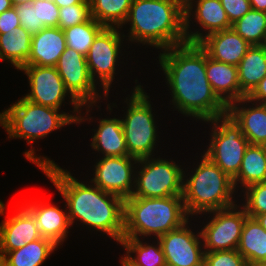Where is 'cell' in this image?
I'll return each instance as SVG.
<instances>
[{
    "mask_svg": "<svg viewBox=\"0 0 266 266\" xmlns=\"http://www.w3.org/2000/svg\"><path fill=\"white\" fill-rule=\"evenodd\" d=\"M35 149L26 150V159L32 161L50 179L66 201L71 226L77 219L120 243L124 234L125 200L105 192L96 185L80 182L50 158L38 157ZM79 219V220H78Z\"/></svg>",
    "mask_w": 266,
    "mask_h": 266,
    "instance_id": "cell-1",
    "label": "cell"
},
{
    "mask_svg": "<svg viewBox=\"0 0 266 266\" xmlns=\"http://www.w3.org/2000/svg\"><path fill=\"white\" fill-rule=\"evenodd\" d=\"M159 64L178 112L204 122L227 114V106L207 79L206 51L198 43L186 42L163 50Z\"/></svg>",
    "mask_w": 266,
    "mask_h": 266,
    "instance_id": "cell-2",
    "label": "cell"
},
{
    "mask_svg": "<svg viewBox=\"0 0 266 266\" xmlns=\"http://www.w3.org/2000/svg\"><path fill=\"white\" fill-rule=\"evenodd\" d=\"M185 13L168 0H133L124 24L130 22L129 41L161 51L187 42Z\"/></svg>",
    "mask_w": 266,
    "mask_h": 266,
    "instance_id": "cell-3",
    "label": "cell"
},
{
    "mask_svg": "<svg viewBox=\"0 0 266 266\" xmlns=\"http://www.w3.org/2000/svg\"><path fill=\"white\" fill-rule=\"evenodd\" d=\"M182 195L162 198L125 199L123 237L160 236L189 220Z\"/></svg>",
    "mask_w": 266,
    "mask_h": 266,
    "instance_id": "cell-4",
    "label": "cell"
},
{
    "mask_svg": "<svg viewBox=\"0 0 266 266\" xmlns=\"http://www.w3.org/2000/svg\"><path fill=\"white\" fill-rule=\"evenodd\" d=\"M190 177L183 175L185 210L188 216L206 214L235 205L233 179L204 154ZM194 173V174H193Z\"/></svg>",
    "mask_w": 266,
    "mask_h": 266,
    "instance_id": "cell-5",
    "label": "cell"
},
{
    "mask_svg": "<svg viewBox=\"0 0 266 266\" xmlns=\"http://www.w3.org/2000/svg\"><path fill=\"white\" fill-rule=\"evenodd\" d=\"M59 111L22 97L0 113V125L7 131L8 138H23L31 145L36 139L44 138L65 125L88 120L80 115Z\"/></svg>",
    "mask_w": 266,
    "mask_h": 266,
    "instance_id": "cell-6",
    "label": "cell"
},
{
    "mask_svg": "<svg viewBox=\"0 0 266 266\" xmlns=\"http://www.w3.org/2000/svg\"><path fill=\"white\" fill-rule=\"evenodd\" d=\"M129 97L125 101L128 105L126 115L121 119L128 156L137 159L151 157L158 135L150 97L141 85H136Z\"/></svg>",
    "mask_w": 266,
    "mask_h": 266,
    "instance_id": "cell-7",
    "label": "cell"
},
{
    "mask_svg": "<svg viewBox=\"0 0 266 266\" xmlns=\"http://www.w3.org/2000/svg\"><path fill=\"white\" fill-rule=\"evenodd\" d=\"M207 122H211L213 129L209 147L204 155L234 179L239 173L249 141L228 114Z\"/></svg>",
    "mask_w": 266,
    "mask_h": 266,
    "instance_id": "cell-8",
    "label": "cell"
},
{
    "mask_svg": "<svg viewBox=\"0 0 266 266\" xmlns=\"http://www.w3.org/2000/svg\"><path fill=\"white\" fill-rule=\"evenodd\" d=\"M141 158L137 165L140 171L135 175V187L132 197L162 198L182 195L183 175L181 166L163 158ZM184 173V174H183Z\"/></svg>",
    "mask_w": 266,
    "mask_h": 266,
    "instance_id": "cell-9",
    "label": "cell"
},
{
    "mask_svg": "<svg viewBox=\"0 0 266 266\" xmlns=\"http://www.w3.org/2000/svg\"><path fill=\"white\" fill-rule=\"evenodd\" d=\"M119 29V27H104L94 38L86 55L90 77L96 85L101 82V88H103L107 98L111 84L115 79V68H117L118 59H120V49L122 41H124L122 37L125 38Z\"/></svg>",
    "mask_w": 266,
    "mask_h": 266,
    "instance_id": "cell-10",
    "label": "cell"
},
{
    "mask_svg": "<svg viewBox=\"0 0 266 266\" xmlns=\"http://www.w3.org/2000/svg\"><path fill=\"white\" fill-rule=\"evenodd\" d=\"M234 206L210 212L214 216L201 229L204 252L235 250L238 248L245 219V208Z\"/></svg>",
    "mask_w": 266,
    "mask_h": 266,
    "instance_id": "cell-11",
    "label": "cell"
},
{
    "mask_svg": "<svg viewBox=\"0 0 266 266\" xmlns=\"http://www.w3.org/2000/svg\"><path fill=\"white\" fill-rule=\"evenodd\" d=\"M61 76L66 90L71 96L86 109V116L89 115L90 107L99 101L101 95L97 91L96 84L90 77L86 56L66 47L65 51L59 57L55 66Z\"/></svg>",
    "mask_w": 266,
    "mask_h": 266,
    "instance_id": "cell-12",
    "label": "cell"
},
{
    "mask_svg": "<svg viewBox=\"0 0 266 266\" xmlns=\"http://www.w3.org/2000/svg\"><path fill=\"white\" fill-rule=\"evenodd\" d=\"M19 70L27 75L31 89L23 98L39 105L61 109L66 95H70V102L74 105L73 114H81L82 106L66 90L56 67L24 65Z\"/></svg>",
    "mask_w": 266,
    "mask_h": 266,
    "instance_id": "cell-13",
    "label": "cell"
},
{
    "mask_svg": "<svg viewBox=\"0 0 266 266\" xmlns=\"http://www.w3.org/2000/svg\"><path fill=\"white\" fill-rule=\"evenodd\" d=\"M138 161L139 159L128 155L102 157L94 165L95 175L90 181L101 190L118 195L125 200L133 194L136 175L134 172L137 169L134 164Z\"/></svg>",
    "mask_w": 266,
    "mask_h": 266,
    "instance_id": "cell-14",
    "label": "cell"
},
{
    "mask_svg": "<svg viewBox=\"0 0 266 266\" xmlns=\"http://www.w3.org/2000/svg\"><path fill=\"white\" fill-rule=\"evenodd\" d=\"M188 222L158 238L167 266H204L201 232L191 231Z\"/></svg>",
    "mask_w": 266,
    "mask_h": 266,
    "instance_id": "cell-15",
    "label": "cell"
},
{
    "mask_svg": "<svg viewBox=\"0 0 266 266\" xmlns=\"http://www.w3.org/2000/svg\"><path fill=\"white\" fill-rule=\"evenodd\" d=\"M13 215L0 222V254L5 255L41 238L33 215L22 205Z\"/></svg>",
    "mask_w": 266,
    "mask_h": 266,
    "instance_id": "cell-16",
    "label": "cell"
},
{
    "mask_svg": "<svg viewBox=\"0 0 266 266\" xmlns=\"http://www.w3.org/2000/svg\"><path fill=\"white\" fill-rule=\"evenodd\" d=\"M193 3L194 4H192L191 8L184 14L185 35L188 43H199L204 37L211 33L232 28V24L230 23L220 0H196ZM193 6L195 7L194 11ZM191 15L195 17L198 24L202 26L201 28L205 30V35L200 31H189V24H191L190 20L192 19Z\"/></svg>",
    "mask_w": 266,
    "mask_h": 266,
    "instance_id": "cell-17",
    "label": "cell"
},
{
    "mask_svg": "<svg viewBox=\"0 0 266 266\" xmlns=\"http://www.w3.org/2000/svg\"><path fill=\"white\" fill-rule=\"evenodd\" d=\"M35 218L41 237L62 245L71 227L68 212L59 207L42 201L22 204ZM62 243V244H61Z\"/></svg>",
    "mask_w": 266,
    "mask_h": 266,
    "instance_id": "cell-18",
    "label": "cell"
},
{
    "mask_svg": "<svg viewBox=\"0 0 266 266\" xmlns=\"http://www.w3.org/2000/svg\"><path fill=\"white\" fill-rule=\"evenodd\" d=\"M212 59L238 66L251 47L233 28L211 33L198 43Z\"/></svg>",
    "mask_w": 266,
    "mask_h": 266,
    "instance_id": "cell-19",
    "label": "cell"
},
{
    "mask_svg": "<svg viewBox=\"0 0 266 266\" xmlns=\"http://www.w3.org/2000/svg\"><path fill=\"white\" fill-rule=\"evenodd\" d=\"M246 102L248 99L244 97L231 103L227 107V114L241 128L249 144L266 146V104L253 103L252 107L246 108Z\"/></svg>",
    "mask_w": 266,
    "mask_h": 266,
    "instance_id": "cell-20",
    "label": "cell"
},
{
    "mask_svg": "<svg viewBox=\"0 0 266 266\" xmlns=\"http://www.w3.org/2000/svg\"><path fill=\"white\" fill-rule=\"evenodd\" d=\"M65 49L64 31L59 27H44L32 35L28 65L55 67Z\"/></svg>",
    "mask_w": 266,
    "mask_h": 266,
    "instance_id": "cell-21",
    "label": "cell"
},
{
    "mask_svg": "<svg viewBox=\"0 0 266 266\" xmlns=\"http://www.w3.org/2000/svg\"><path fill=\"white\" fill-rule=\"evenodd\" d=\"M206 76L214 93L227 107L241 99L238 66L216 61L206 53Z\"/></svg>",
    "mask_w": 266,
    "mask_h": 266,
    "instance_id": "cell-22",
    "label": "cell"
},
{
    "mask_svg": "<svg viewBox=\"0 0 266 266\" xmlns=\"http://www.w3.org/2000/svg\"><path fill=\"white\" fill-rule=\"evenodd\" d=\"M98 129L94 130L91 146L100 151L103 157H122L128 155L121 119L104 118L98 122Z\"/></svg>",
    "mask_w": 266,
    "mask_h": 266,
    "instance_id": "cell-23",
    "label": "cell"
},
{
    "mask_svg": "<svg viewBox=\"0 0 266 266\" xmlns=\"http://www.w3.org/2000/svg\"><path fill=\"white\" fill-rule=\"evenodd\" d=\"M266 76V47L251 45L238 65L241 98L247 97Z\"/></svg>",
    "mask_w": 266,
    "mask_h": 266,
    "instance_id": "cell-24",
    "label": "cell"
},
{
    "mask_svg": "<svg viewBox=\"0 0 266 266\" xmlns=\"http://www.w3.org/2000/svg\"><path fill=\"white\" fill-rule=\"evenodd\" d=\"M31 42L32 35L22 26L0 34V60L10 61L17 70L24 65H28Z\"/></svg>",
    "mask_w": 266,
    "mask_h": 266,
    "instance_id": "cell-25",
    "label": "cell"
},
{
    "mask_svg": "<svg viewBox=\"0 0 266 266\" xmlns=\"http://www.w3.org/2000/svg\"><path fill=\"white\" fill-rule=\"evenodd\" d=\"M237 251L248 265L266 263V230L255 218L245 219Z\"/></svg>",
    "mask_w": 266,
    "mask_h": 266,
    "instance_id": "cell-26",
    "label": "cell"
},
{
    "mask_svg": "<svg viewBox=\"0 0 266 266\" xmlns=\"http://www.w3.org/2000/svg\"><path fill=\"white\" fill-rule=\"evenodd\" d=\"M261 182H266V146L249 144L233 184L235 189L240 184L244 190L250 185Z\"/></svg>",
    "mask_w": 266,
    "mask_h": 266,
    "instance_id": "cell-27",
    "label": "cell"
},
{
    "mask_svg": "<svg viewBox=\"0 0 266 266\" xmlns=\"http://www.w3.org/2000/svg\"><path fill=\"white\" fill-rule=\"evenodd\" d=\"M58 246L41 237L4 255L5 266H41Z\"/></svg>",
    "mask_w": 266,
    "mask_h": 266,
    "instance_id": "cell-28",
    "label": "cell"
},
{
    "mask_svg": "<svg viewBox=\"0 0 266 266\" xmlns=\"http://www.w3.org/2000/svg\"><path fill=\"white\" fill-rule=\"evenodd\" d=\"M140 240V238L123 237L119 243L126 250V256H122V258L128 264L131 266H167L165 255L158 239L156 240L157 246L156 244L142 243ZM131 254L136 256L133 257Z\"/></svg>",
    "mask_w": 266,
    "mask_h": 266,
    "instance_id": "cell-29",
    "label": "cell"
},
{
    "mask_svg": "<svg viewBox=\"0 0 266 266\" xmlns=\"http://www.w3.org/2000/svg\"><path fill=\"white\" fill-rule=\"evenodd\" d=\"M133 0H89L91 17L104 27L124 26Z\"/></svg>",
    "mask_w": 266,
    "mask_h": 266,
    "instance_id": "cell-30",
    "label": "cell"
},
{
    "mask_svg": "<svg viewBox=\"0 0 266 266\" xmlns=\"http://www.w3.org/2000/svg\"><path fill=\"white\" fill-rule=\"evenodd\" d=\"M234 31L251 45L266 42V18L263 11L252 9L232 24Z\"/></svg>",
    "mask_w": 266,
    "mask_h": 266,
    "instance_id": "cell-31",
    "label": "cell"
},
{
    "mask_svg": "<svg viewBox=\"0 0 266 266\" xmlns=\"http://www.w3.org/2000/svg\"><path fill=\"white\" fill-rule=\"evenodd\" d=\"M103 28L102 24L91 17L84 23L64 29L66 47H70L86 56L94 38Z\"/></svg>",
    "mask_w": 266,
    "mask_h": 266,
    "instance_id": "cell-32",
    "label": "cell"
},
{
    "mask_svg": "<svg viewBox=\"0 0 266 266\" xmlns=\"http://www.w3.org/2000/svg\"><path fill=\"white\" fill-rule=\"evenodd\" d=\"M243 191L246 196L242 204L248 217L255 218L257 215L266 213V182L256 183L248 186Z\"/></svg>",
    "mask_w": 266,
    "mask_h": 266,
    "instance_id": "cell-33",
    "label": "cell"
},
{
    "mask_svg": "<svg viewBox=\"0 0 266 266\" xmlns=\"http://www.w3.org/2000/svg\"><path fill=\"white\" fill-rule=\"evenodd\" d=\"M90 18V4H75L65 6L59 8L58 27L64 30L77 24L84 23Z\"/></svg>",
    "mask_w": 266,
    "mask_h": 266,
    "instance_id": "cell-34",
    "label": "cell"
},
{
    "mask_svg": "<svg viewBox=\"0 0 266 266\" xmlns=\"http://www.w3.org/2000/svg\"><path fill=\"white\" fill-rule=\"evenodd\" d=\"M204 266H248V263L235 249L205 252Z\"/></svg>",
    "mask_w": 266,
    "mask_h": 266,
    "instance_id": "cell-35",
    "label": "cell"
},
{
    "mask_svg": "<svg viewBox=\"0 0 266 266\" xmlns=\"http://www.w3.org/2000/svg\"><path fill=\"white\" fill-rule=\"evenodd\" d=\"M14 7L21 26L31 35L39 33L45 27L41 22H38L37 0H33L31 4H19Z\"/></svg>",
    "mask_w": 266,
    "mask_h": 266,
    "instance_id": "cell-36",
    "label": "cell"
},
{
    "mask_svg": "<svg viewBox=\"0 0 266 266\" xmlns=\"http://www.w3.org/2000/svg\"><path fill=\"white\" fill-rule=\"evenodd\" d=\"M37 15L45 27H58L59 7L53 0H37Z\"/></svg>",
    "mask_w": 266,
    "mask_h": 266,
    "instance_id": "cell-37",
    "label": "cell"
},
{
    "mask_svg": "<svg viewBox=\"0 0 266 266\" xmlns=\"http://www.w3.org/2000/svg\"><path fill=\"white\" fill-rule=\"evenodd\" d=\"M231 24L251 10L249 0H220Z\"/></svg>",
    "mask_w": 266,
    "mask_h": 266,
    "instance_id": "cell-38",
    "label": "cell"
},
{
    "mask_svg": "<svg viewBox=\"0 0 266 266\" xmlns=\"http://www.w3.org/2000/svg\"><path fill=\"white\" fill-rule=\"evenodd\" d=\"M20 26L21 23L14 6L0 14V34L7 33Z\"/></svg>",
    "mask_w": 266,
    "mask_h": 266,
    "instance_id": "cell-39",
    "label": "cell"
},
{
    "mask_svg": "<svg viewBox=\"0 0 266 266\" xmlns=\"http://www.w3.org/2000/svg\"><path fill=\"white\" fill-rule=\"evenodd\" d=\"M246 98L248 99V103L251 102V104L252 102L266 104V76Z\"/></svg>",
    "mask_w": 266,
    "mask_h": 266,
    "instance_id": "cell-40",
    "label": "cell"
},
{
    "mask_svg": "<svg viewBox=\"0 0 266 266\" xmlns=\"http://www.w3.org/2000/svg\"><path fill=\"white\" fill-rule=\"evenodd\" d=\"M175 6H177L182 12L188 11L195 0H168Z\"/></svg>",
    "mask_w": 266,
    "mask_h": 266,
    "instance_id": "cell-41",
    "label": "cell"
},
{
    "mask_svg": "<svg viewBox=\"0 0 266 266\" xmlns=\"http://www.w3.org/2000/svg\"><path fill=\"white\" fill-rule=\"evenodd\" d=\"M59 8L75 5V4H90L89 0H53Z\"/></svg>",
    "mask_w": 266,
    "mask_h": 266,
    "instance_id": "cell-42",
    "label": "cell"
},
{
    "mask_svg": "<svg viewBox=\"0 0 266 266\" xmlns=\"http://www.w3.org/2000/svg\"><path fill=\"white\" fill-rule=\"evenodd\" d=\"M251 4V8L258 11L266 10V0H249Z\"/></svg>",
    "mask_w": 266,
    "mask_h": 266,
    "instance_id": "cell-43",
    "label": "cell"
},
{
    "mask_svg": "<svg viewBox=\"0 0 266 266\" xmlns=\"http://www.w3.org/2000/svg\"><path fill=\"white\" fill-rule=\"evenodd\" d=\"M13 7L11 0H0V14Z\"/></svg>",
    "mask_w": 266,
    "mask_h": 266,
    "instance_id": "cell-44",
    "label": "cell"
},
{
    "mask_svg": "<svg viewBox=\"0 0 266 266\" xmlns=\"http://www.w3.org/2000/svg\"><path fill=\"white\" fill-rule=\"evenodd\" d=\"M255 219L266 230V213L262 215H257Z\"/></svg>",
    "mask_w": 266,
    "mask_h": 266,
    "instance_id": "cell-45",
    "label": "cell"
},
{
    "mask_svg": "<svg viewBox=\"0 0 266 266\" xmlns=\"http://www.w3.org/2000/svg\"><path fill=\"white\" fill-rule=\"evenodd\" d=\"M33 0H11L13 6H17L19 4H31Z\"/></svg>",
    "mask_w": 266,
    "mask_h": 266,
    "instance_id": "cell-46",
    "label": "cell"
},
{
    "mask_svg": "<svg viewBox=\"0 0 266 266\" xmlns=\"http://www.w3.org/2000/svg\"><path fill=\"white\" fill-rule=\"evenodd\" d=\"M5 204L0 200V215H4L5 213Z\"/></svg>",
    "mask_w": 266,
    "mask_h": 266,
    "instance_id": "cell-47",
    "label": "cell"
},
{
    "mask_svg": "<svg viewBox=\"0 0 266 266\" xmlns=\"http://www.w3.org/2000/svg\"><path fill=\"white\" fill-rule=\"evenodd\" d=\"M0 266H5L4 256L0 254Z\"/></svg>",
    "mask_w": 266,
    "mask_h": 266,
    "instance_id": "cell-48",
    "label": "cell"
},
{
    "mask_svg": "<svg viewBox=\"0 0 266 266\" xmlns=\"http://www.w3.org/2000/svg\"><path fill=\"white\" fill-rule=\"evenodd\" d=\"M121 260V266H131L130 264H128L123 258L120 259Z\"/></svg>",
    "mask_w": 266,
    "mask_h": 266,
    "instance_id": "cell-49",
    "label": "cell"
},
{
    "mask_svg": "<svg viewBox=\"0 0 266 266\" xmlns=\"http://www.w3.org/2000/svg\"><path fill=\"white\" fill-rule=\"evenodd\" d=\"M248 266H266V263L249 264Z\"/></svg>",
    "mask_w": 266,
    "mask_h": 266,
    "instance_id": "cell-50",
    "label": "cell"
}]
</instances>
